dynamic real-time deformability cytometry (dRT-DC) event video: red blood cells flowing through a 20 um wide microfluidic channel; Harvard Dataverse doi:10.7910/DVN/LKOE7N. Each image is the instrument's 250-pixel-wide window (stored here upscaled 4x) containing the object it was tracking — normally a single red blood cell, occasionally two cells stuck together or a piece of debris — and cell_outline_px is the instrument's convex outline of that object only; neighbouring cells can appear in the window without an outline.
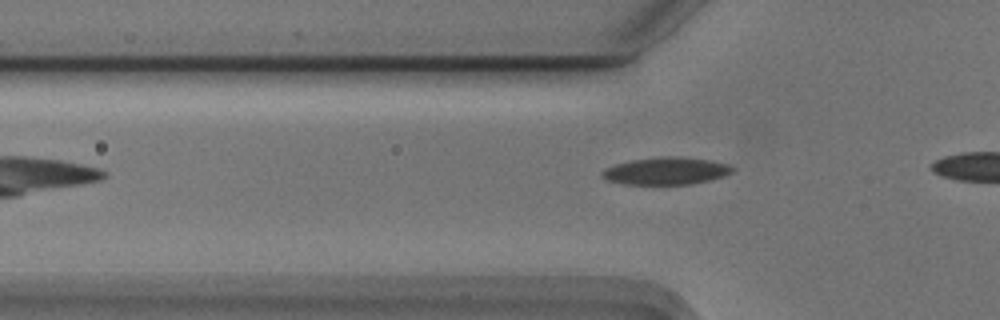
{"species": "Egyptian fruit bat (a non-hibernating species)", "species_latin": "Rousettus aegyptiacus", "temperature_condition": "cold", "stored_images_in_passage": 10, "camera_frame_rate_fps": 3000, "um_per_image_px": 0.085, "animal": {"sex": "male"}, "frame": {"image": 1, "passage_image": 4, "time_ms": 1.0, "image_size_px": [1000, 320], "cell_outline_px": [[736, 168], [732, 172], [724, 176], [692, 184], [624, 184], [604, 180], [600, 176], [600, 172], [604, 168], [616, 164], [632, 160], [660, 156], [676, 156], [712, 160], [728, 164]], "centroid_in_image_um": [56.59, 14.53], "position_along_channel_um": 69.2, "area_um2": 20.98}}
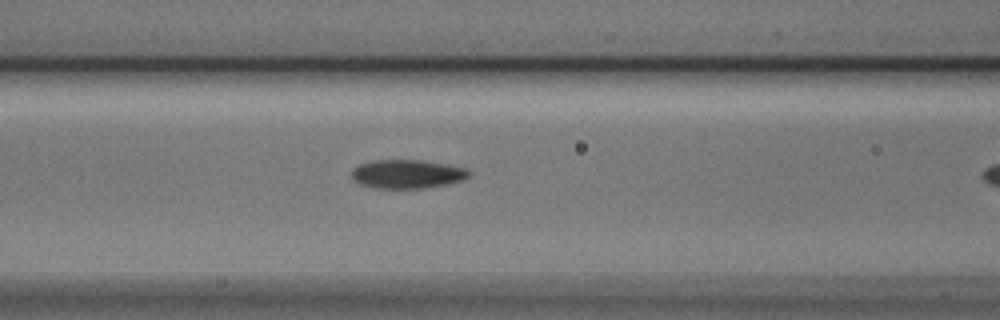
{"frame": {"image": 2, "passage_image": 9, "time_ms": 2.667, "image_size_px": [1000, 320], "cell_outline_px": [[472, 172], [468, 176], [460, 180], [448, 184], [424, 188], [376, 188], [360, 184], [352, 180], [352, 168], [360, 164], [372, 160], [420, 160], [448, 164], [464, 168]], "centroid_in_image_um": [34.58, 14.79], "position_along_channel_um": 132.0, "area_um2": 19.65}}